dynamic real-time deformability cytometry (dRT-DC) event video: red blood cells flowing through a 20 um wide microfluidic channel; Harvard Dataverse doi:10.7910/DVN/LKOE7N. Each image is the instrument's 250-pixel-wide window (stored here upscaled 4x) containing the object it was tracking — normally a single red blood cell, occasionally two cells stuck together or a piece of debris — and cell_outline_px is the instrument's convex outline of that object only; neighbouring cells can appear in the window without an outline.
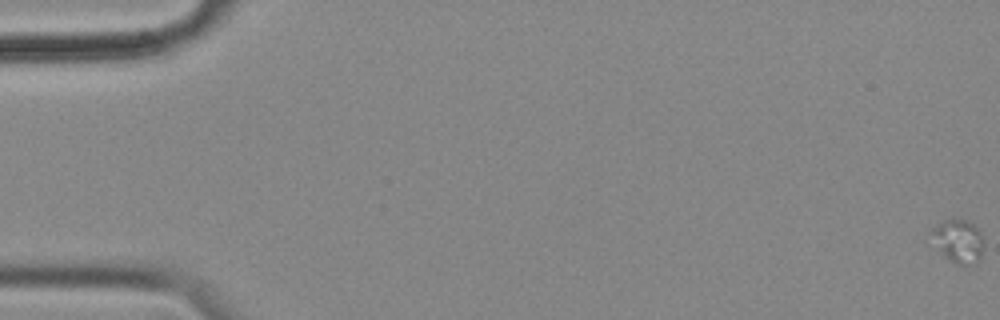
{"species": "common noctule bat (a hibernating species)", "species_latin": "Nyctalus noctula", "temperature_condition": "cold", "stored_images_in_passage": 20, "camera_frame_rate_fps": 3000, "um_per_image_px": 0.085, "animal": {"sex": "female", "body_mass_g": 18.4}, "frame": {"image": 1, "passage_image": 1, "time_ms": 0.0, "image_size_px": [1000, 320], "cell_outline_px": [[984, 248], [980, 256], [976, 260], [964, 264], [956, 264], [940, 248], [932, 232], [932, 228], [944, 220], [964, 220], [972, 224], [980, 232], [984, 240]], "centroid_in_image_um": [81.54, 20.45], "position_along_channel_um": 3.5, "area_um2": 12.14}}